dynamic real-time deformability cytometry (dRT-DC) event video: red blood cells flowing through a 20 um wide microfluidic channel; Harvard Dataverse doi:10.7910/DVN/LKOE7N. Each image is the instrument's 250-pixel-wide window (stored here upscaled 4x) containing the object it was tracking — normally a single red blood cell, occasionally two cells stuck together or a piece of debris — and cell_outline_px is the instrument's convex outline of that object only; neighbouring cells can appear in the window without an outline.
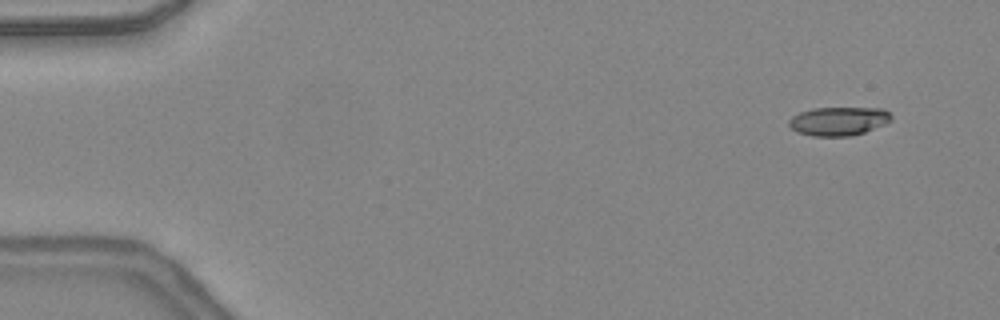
{"species": "common noctule bat (a hibernating species)", "species_latin": "Nyctalus noctula", "temperature_condition": "warm", "stored_images_in_passage": 40, "camera_frame_rate_fps": 3000, "um_per_image_px": 0.085, "animal": {"sex": "female", "body_mass_g": 24.6, "forearm_length_mm": 56.2}, "frame": {"image": 1, "passage_image": 1, "time_ms": 0.0, "image_size_px": [1000, 320], "cell_outline_px": [[892, 120], [884, 124], [864, 132], [852, 136], [812, 136], [796, 132], [788, 124], [788, 120], [792, 116], [800, 112], [812, 108], [884, 108], [892, 116]], "centroid_in_image_um": [71.26, 10.29], "position_along_channel_um": 13.7, "area_um2": 17.17}}
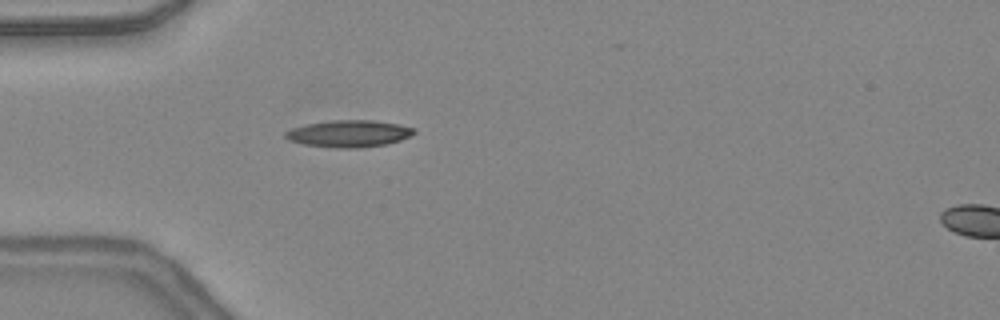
{"frame": {"image": 2, "passage_image": 12, "time_ms": 3.667, "image_size_px": [1000, 320], "cell_outline_px": [[416, 132], [412, 136], [388, 144], [356, 148], [336, 148], [304, 144], [288, 140], [284, 136], [284, 132], [292, 128], [308, 124], [332, 120], [372, 120], [400, 124], [416, 128]], "centroid_in_image_um": [29.7, 11.36], "position_along_channel_um": 55.3, "area_um2": 20.29}}
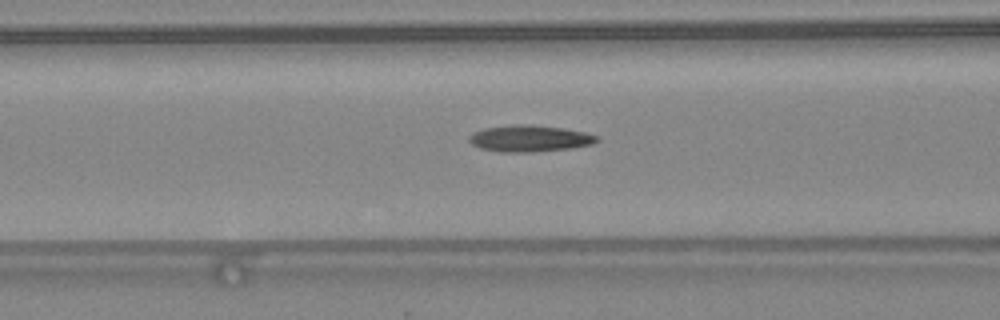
{"frame": {"image": 3, "passage_image": 17, "time_ms": 5.333, "image_size_px": [1000, 320], "cell_outline_px": [[600, 140], [592, 144], [572, 148], [528, 152], [500, 152], [480, 148], [472, 144], [468, 140], [468, 136], [472, 132], [484, 128], [520, 124], [524, 124], [564, 128], [584, 132], [600, 136]], "centroid_in_image_um": [45.02, 11.77], "position_along_channel_um": 121.6, "area_um2": 19.77}, "authors_computed_cell_mechanics": {"area_um2": 18.7272, "velocity_mm_per_s": 4.4152, "shape_relaxation_time_tau1_ms": null, "shape_relaxation_time_tau2_ms": 2.8657, "deformation_change_tau1": null, "deformation_change_tau2": 0.1365}}